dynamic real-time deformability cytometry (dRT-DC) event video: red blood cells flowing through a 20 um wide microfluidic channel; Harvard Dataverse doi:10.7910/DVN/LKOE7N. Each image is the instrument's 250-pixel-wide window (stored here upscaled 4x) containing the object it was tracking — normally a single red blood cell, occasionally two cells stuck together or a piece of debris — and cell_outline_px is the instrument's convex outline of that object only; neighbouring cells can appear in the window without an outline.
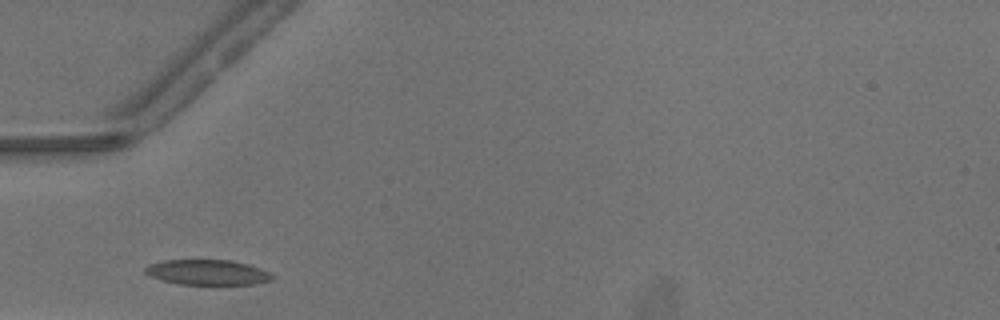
{"species": "common noctule bat (a hibernating species)", "species_latin": "Nyctalus noctula", "temperature_condition": "warm", "stored_images_in_passage": 23, "camera_frame_rate_fps": 3000, "um_per_image_px": 0.085, "animal": {"sex": "male", "body_mass_g": 13.3}, "frame": {"image": 1, "passage_image": 2, "time_ms": 0.333, "image_size_px": [1000, 320], "cell_outline_px": [[276, 276], [272, 280], [256, 284], [180, 284], [164, 280], [152, 276], [144, 272], [144, 268], [148, 264], [164, 260], [232, 260], [248, 264], [260, 268]], "centroid_in_image_um": [17.67, 23.14], "position_along_channel_um": 67.3, "area_um2": 18.61}}
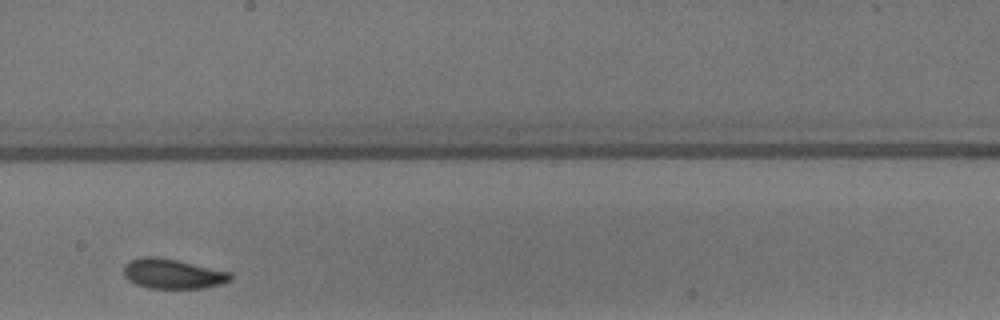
{"frame": {"image": 2, "passage_image": 14, "time_ms": 4.333, "image_size_px": [1000, 320], "cell_outline_px": [[232, 280], [220, 284], [204, 288], [148, 288], [136, 284], [128, 280], [124, 276], [124, 264], [132, 260], [144, 256], [156, 256], [176, 260], [232, 272]], "centroid_in_image_um": [14.69, 23.27], "position_along_channel_um": 233.5, "area_um2": 18.55}}
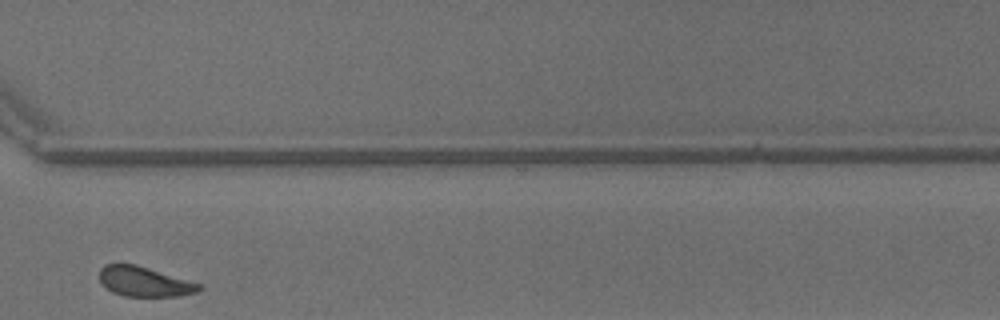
{"frame": {"image": 3, "passage_image": 23, "time_ms": 7.333, "image_size_px": [1000, 320], "cell_outline_px": [[204, 288], [196, 292], [180, 296], [124, 296], [112, 292], [100, 284], [100, 268], [104, 264], [136, 264], [200, 284]], "centroid_in_image_um": [12.24, 23.94], "position_along_channel_um": 358.4, "area_um2": 17.28}}